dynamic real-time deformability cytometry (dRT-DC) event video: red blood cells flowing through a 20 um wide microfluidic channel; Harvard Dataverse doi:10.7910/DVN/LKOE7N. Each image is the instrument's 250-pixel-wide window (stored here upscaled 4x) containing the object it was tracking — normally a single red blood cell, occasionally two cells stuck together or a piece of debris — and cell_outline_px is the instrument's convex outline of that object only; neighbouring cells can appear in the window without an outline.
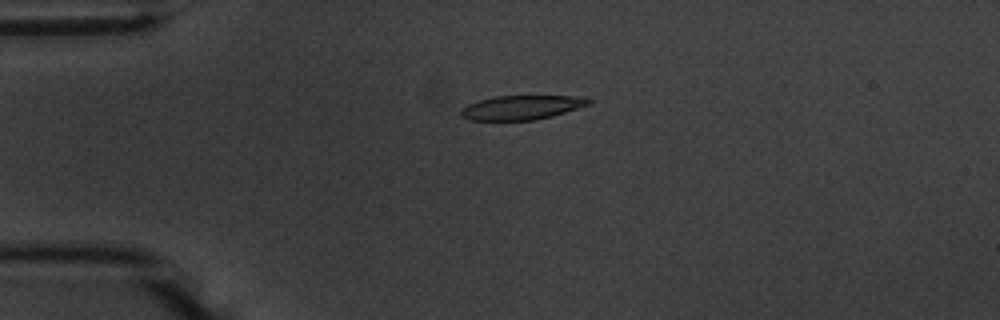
{"species": "common noctule bat (a hibernating species)", "species_latin": "Nyctalus noctula", "temperature_condition": "warm", "stored_images_in_passage": 44, "camera_frame_rate_fps": 3000, "um_per_image_px": 0.085, "animal": {"sex": "male", "body_mass_g": 20.1, "forearm_length_mm": 53.5}, "frame": {"image": 1, "passage_image": 2, "time_ms": 0.333, "image_size_px": [1000, 320], "cell_outline_px": [[592, 104], [552, 116], [532, 120], [472, 120], [460, 116], [460, 108], [468, 104], [480, 100], [496, 96], [580, 96], [592, 100]], "centroid_in_image_um": [44.35, 9.13], "position_along_channel_um": 40.7, "area_um2": 18.03}}
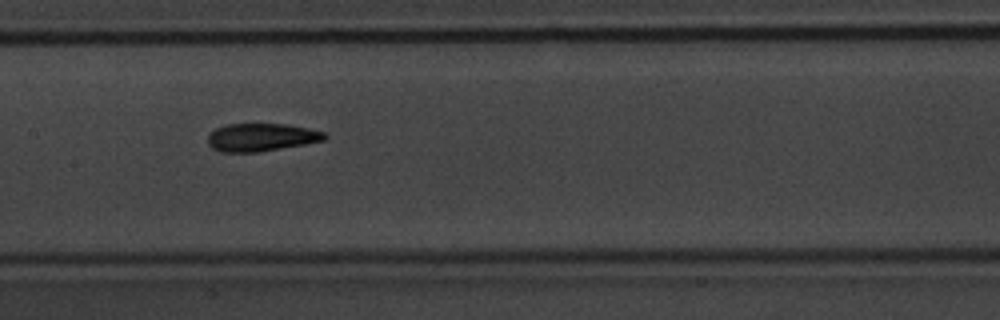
{"frame": {"image": 2, "passage_image": 16, "time_ms": 5.0, "image_size_px": [1000, 320], "cell_outline_px": [[328, 136], [324, 140], [304, 144], [260, 152], [220, 152], [212, 148], [208, 144], [208, 136], [216, 128], [224, 124], [288, 124], [308, 128], [324, 132]], "centroid_in_image_um": [22.2, 11.67], "position_along_channel_um": 185.2, "area_um2": 19.02}}
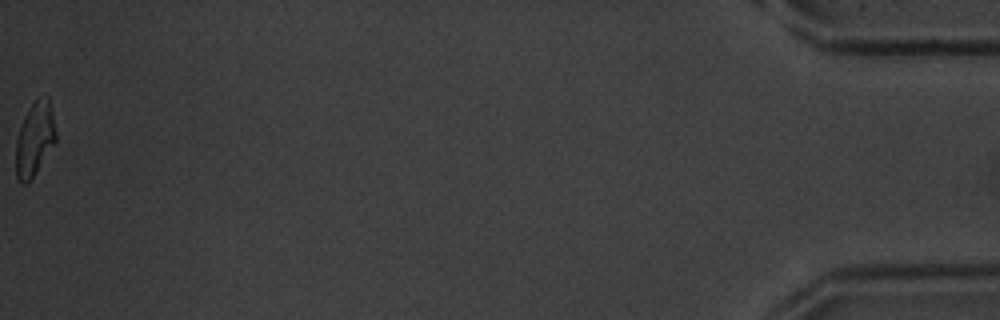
{"frame": {"image": 3, "passage_image": 44, "time_ms": 14.333, "image_size_px": [1000, 320], "cell_outline_px": [[56, 140], [36, 172], [24, 184], [16, 176], [16, 140], [24, 116], [32, 104], [36, 100], [48, 96], [56, 132]], "centroid_in_image_um": [2.94, 11.81], "position_along_channel_um": 432.3, "area_um2": 16.59}, "authors_computed_cell_mechanics": {"area_um2": 18.9295, "velocity_mm_per_s": 3.6892, "shape_relaxation_time_tau1_ms": 3.5899, "shape_relaxation_time_tau2_ms": 2.2301, "deformation_change_tau1": 0.1555, "deformation_change_tau2": 0.0849}}